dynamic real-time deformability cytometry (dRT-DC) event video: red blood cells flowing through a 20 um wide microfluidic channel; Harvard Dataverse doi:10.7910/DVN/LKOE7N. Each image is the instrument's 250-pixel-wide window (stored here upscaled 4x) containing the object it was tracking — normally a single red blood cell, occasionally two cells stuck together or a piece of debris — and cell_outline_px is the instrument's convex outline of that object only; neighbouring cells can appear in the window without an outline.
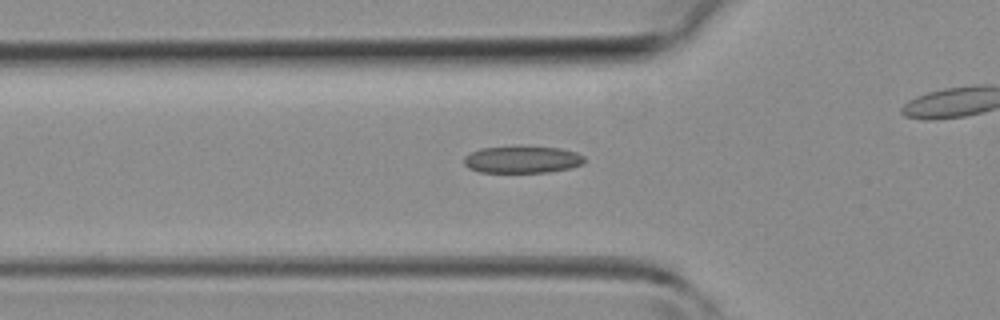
{"species": "common noctule bat (a hibernating species)", "species_latin": "Nyctalus noctula", "temperature_condition": "room temperature", "stored_images_in_passage": 36, "camera_frame_rate_fps": 3000, "um_per_image_px": 0.085, "animal": {"sex": "female", "body_mass_g": 19.3, "forearm_length_mm": 54.1}, "frame": {"image": 1, "passage_image": 14, "time_ms": 4.333, "image_size_px": [1000, 320], "cell_outline_px": [[584, 160], [580, 164], [572, 168], [548, 172], [480, 172], [468, 168], [464, 164], [464, 156], [480, 148], [520, 144], [560, 148], [576, 152], [584, 156]], "centroid_in_image_um": [44.37, 13.52], "position_along_channel_um": 81.4, "area_um2": 19.59}}
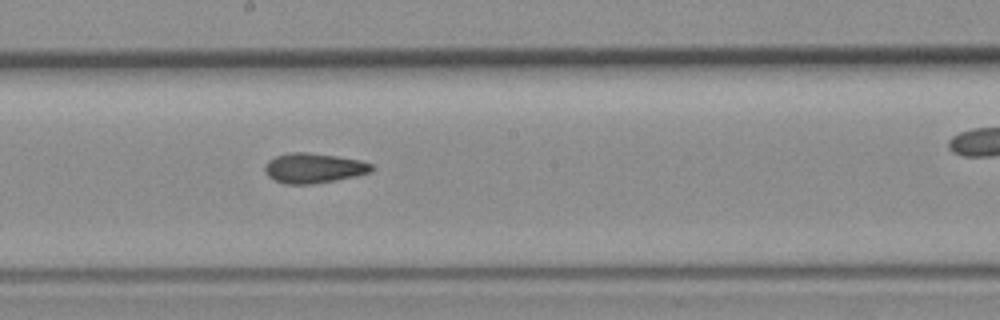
{"frame": {"image": 2, "passage_image": 23, "time_ms": 7.333, "image_size_px": [1000, 320], "cell_outline_px": [[372, 172], [356, 176], [336, 180], [312, 184], [284, 184], [268, 176], [264, 172], [264, 164], [268, 160], [276, 156], [292, 152], [304, 152], [336, 156], [360, 160], [372, 164]], "centroid_in_image_um": [26.64, 14.29], "position_along_channel_um": 221.6, "area_um2": 18.61}}
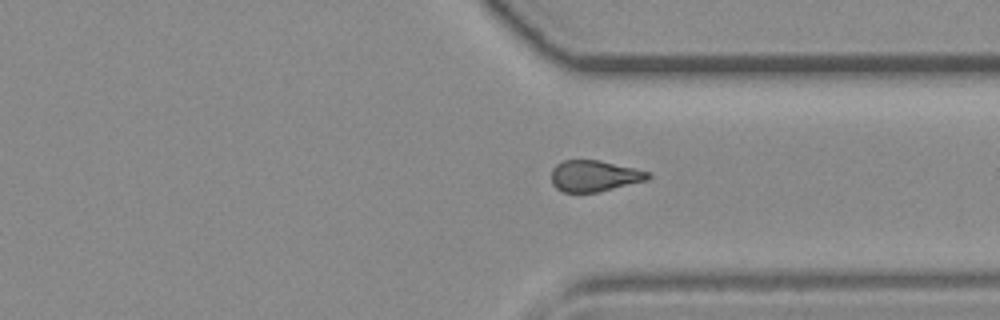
{"frame": {"image": 3, "passage_image": 32, "time_ms": 10.333, "image_size_px": [1000, 320], "cell_outline_px": [[652, 176], [648, 180], [596, 192], [564, 192], [556, 188], [552, 184], [552, 168], [556, 164], [564, 160], [600, 160], [636, 168], [648, 172]], "centroid_in_image_um": [50.52, 14.94], "position_along_channel_um": 360.9, "area_um2": 17.57}}